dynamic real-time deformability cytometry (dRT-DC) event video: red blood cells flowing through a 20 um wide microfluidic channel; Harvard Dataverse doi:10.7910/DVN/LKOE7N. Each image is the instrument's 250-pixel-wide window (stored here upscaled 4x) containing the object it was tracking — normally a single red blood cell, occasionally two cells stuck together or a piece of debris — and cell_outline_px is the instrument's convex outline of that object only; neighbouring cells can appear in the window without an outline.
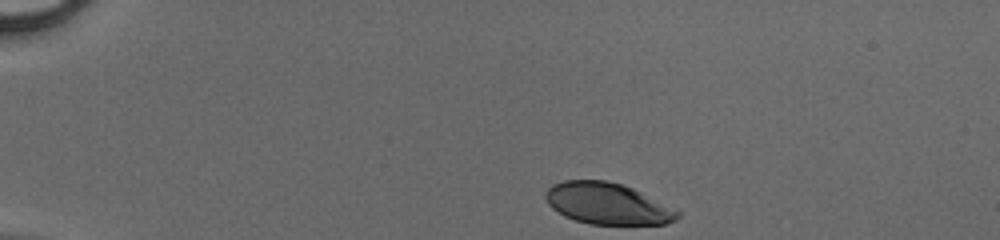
{"species": "human", "species_latin": "Homo sapiens", "temperature_condition": "cold", "stored_images_in_passage": 34, "camera_frame_rate_fps": 3000, "um_per_image_px": 0.085, "donor": {"sex": "male"}, "frame": {"image": 1, "passage_image": 1, "time_ms": 0.0, "image_size_px": [1000, 240], "cell_outline_px": [[680, 216], [676, 220], [664, 224], [588, 224], [564, 216], [552, 208], [548, 204], [544, 196], [544, 192], [552, 184], [564, 180], [608, 180], [632, 188], [680, 212]], "centroid_in_image_um": [51.57, 17.3], "position_along_channel_um": 33.4, "area_um2": 31.67}}
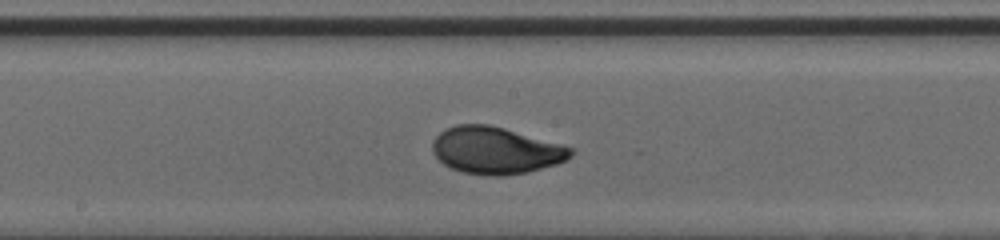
{"frame": {"image": 2, "passage_image": 19, "time_ms": 6.0, "image_size_px": [1000, 240], "cell_outline_px": [[576, 152], [572, 156], [556, 164], [528, 172], [500, 176], [492, 176], [464, 172], [452, 168], [444, 164], [432, 152], [432, 140], [440, 132], [456, 124], [488, 124], [504, 128], [560, 144], [572, 148]], "centroid_in_image_um": [42.13, 12.78], "position_along_channel_um": 206.1, "area_um2": 37.63}}
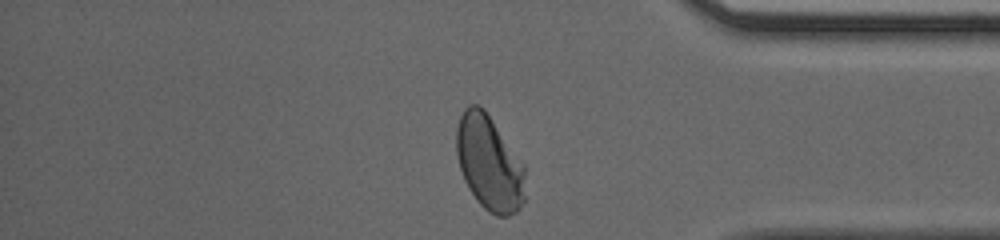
{"frame": {"image": 3, "passage_image": 33, "time_ms": 10.667, "image_size_px": [1000, 240], "cell_outline_px": [[524, 200], [516, 212], [508, 216], [496, 216], [488, 212], [476, 200], [468, 188], [464, 180], [460, 168], [456, 152], [456, 128], [460, 116], [464, 108], [468, 104], [476, 104], [484, 108], [524, 164]], "centroid_in_image_um": [41.56, 13.85], "position_along_channel_um": 393.6, "area_um2": 38.15}}